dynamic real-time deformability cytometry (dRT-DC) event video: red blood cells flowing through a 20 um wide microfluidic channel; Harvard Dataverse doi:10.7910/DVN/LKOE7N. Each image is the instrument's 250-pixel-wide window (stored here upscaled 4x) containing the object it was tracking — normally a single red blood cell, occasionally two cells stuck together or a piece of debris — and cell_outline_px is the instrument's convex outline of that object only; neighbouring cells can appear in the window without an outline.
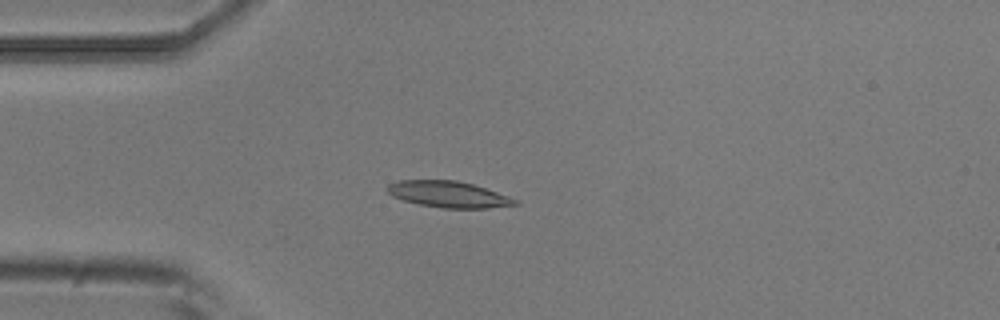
{"species": "common noctule bat (a hibernating species)", "species_latin": "Nyctalus noctula", "temperature_condition": "room temperature", "stored_images_in_passage": 4, "camera_frame_rate_fps": 3000, "um_per_image_px": 0.085, "animal": {"sex": "male", "body_mass_g": 20.5, "forearm_length_mm": 52.5}, "frame": {"image": 1, "passage_image": 4, "time_ms": 1.0, "image_size_px": [1000, 320], "cell_outline_px": [[520, 204], [488, 208], [444, 208], [420, 204], [404, 200], [392, 196], [388, 192], [388, 184], [400, 180], [456, 180], [472, 184], [520, 200]], "centroid_in_image_um": [38.15, 16.52], "position_along_channel_um": 46.9, "area_um2": 19.36}}